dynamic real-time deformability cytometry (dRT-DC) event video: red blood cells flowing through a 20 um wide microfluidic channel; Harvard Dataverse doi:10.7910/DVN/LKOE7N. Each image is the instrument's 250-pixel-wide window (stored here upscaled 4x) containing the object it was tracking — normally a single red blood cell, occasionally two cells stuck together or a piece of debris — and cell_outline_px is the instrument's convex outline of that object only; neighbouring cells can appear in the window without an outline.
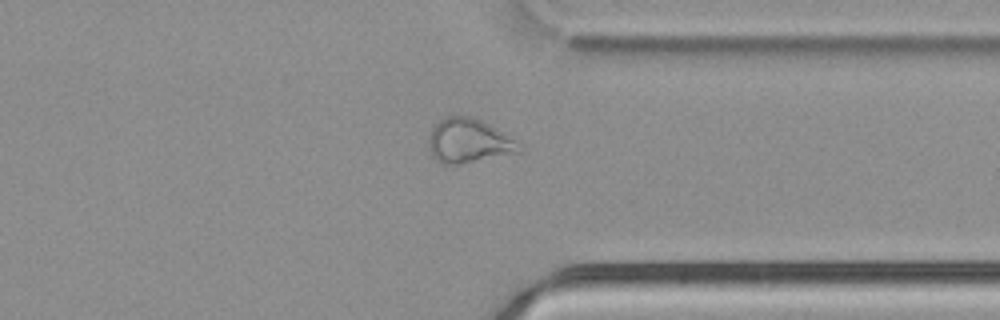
{"species": "common noctule bat (a hibernating species)", "species_latin": "Nyctalus noctula", "temperature_condition": "cold", "stored_images_in_passage": 50, "camera_frame_rate_fps": 3000, "um_per_image_px": 0.085, "animal": {"sex": "male", "body_mass_g": 21.5, "forearm_length_mm": 52.0}, "frame": {"image": 1, "passage_image": 39, "time_ms": 12.667, "image_size_px": [1000, 320], "cell_outline_px": [[524, 148], [520, 152], [456, 164], [444, 164], [436, 160], [432, 156], [428, 144], [428, 140], [432, 128], [440, 120], [448, 116], [472, 116], [488, 124], [524, 144]], "centroid_in_image_um": [39.86, 11.97], "position_along_channel_um": 371.5, "area_um2": 23.18}}
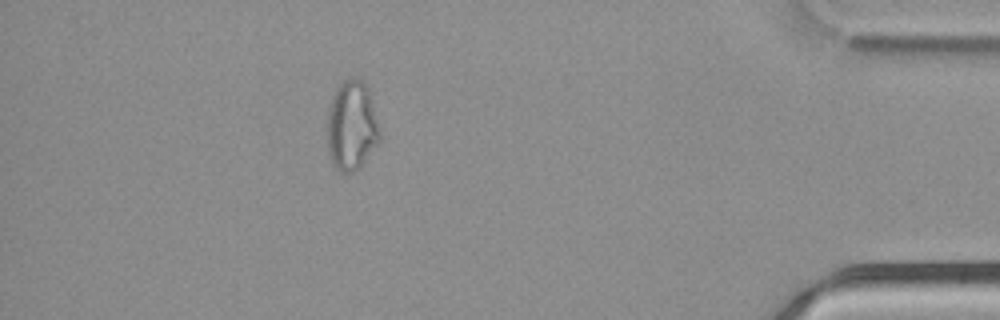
{"frame": {"image": 2, "passage_image": 45, "time_ms": 14.667, "image_size_px": [1000, 320], "cell_outline_px": [[380, 140], [364, 160], [352, 172], [340, 172], [336, 168], [332, 160], [328, 148], [328, 108], [332, 96], [336, 88], [344, 80], [352, 76], [360, 80], [368, 88], [380, 128]], "centroid_in_image_um": [29.89, 10.64], "position_along_channel_um": 405.3, "area_um2": 27.05}}